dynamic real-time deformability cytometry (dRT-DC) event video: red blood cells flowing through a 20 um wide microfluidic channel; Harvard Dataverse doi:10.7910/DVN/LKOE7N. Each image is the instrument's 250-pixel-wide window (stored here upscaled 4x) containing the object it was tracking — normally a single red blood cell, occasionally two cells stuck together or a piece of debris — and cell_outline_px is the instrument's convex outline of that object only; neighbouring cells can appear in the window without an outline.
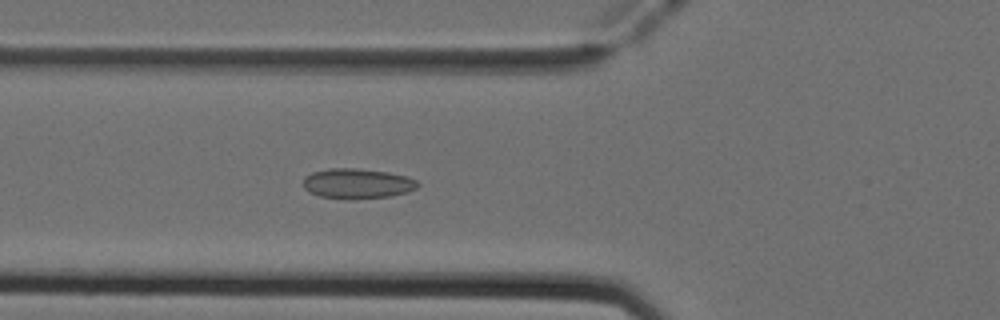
{"species": "Egyptian fruit bat (a non-hibernating species)", "species_latin": "Rousettus aegyptiacus", "temperature_condition": "cold", "stored_images_in_passage": 51, "camera_frame_rate_fps": 3000, "um_per_image_px": 0.085, "animal": {"sex": "female"}, "frame": {"image": 1, "passage_image": 19, "time_ms": 6.0, "image_size_px": [1000, 320], "cell_outline_px": [[420, 184], [416, 188], [408, 192], [392, 196], [348, 200], [344, 200], [320, 196], [308, 192], [304, 188], [304, 176], [312, 172], [328, 168], [356, 168], [388, 172], [408, 176], [416, 180]], "centroid_in_image_um": [30.37, 15.61], "position_along_channel_um": 95.4, "area_um2": 20.46}}
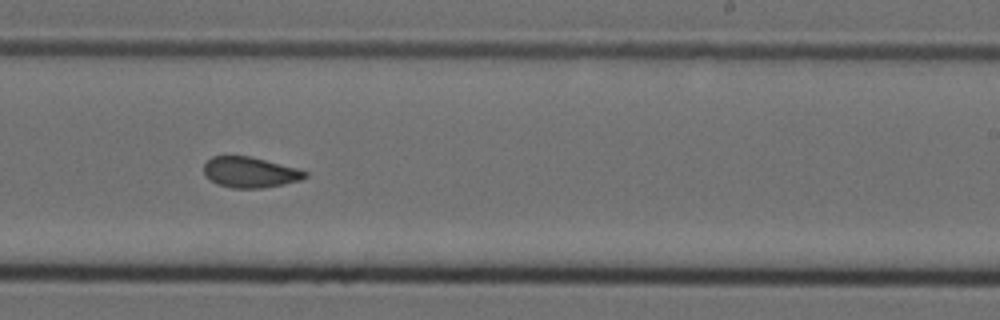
{"frame": {"image": 2, "passage_image": 32, "time_ms": 10.333, "image_size_px": [1000, 320], "cell_outline_px": [[308, 176], [300, 180], [284, 184], [260, 188], [232, 188], [216, 184], [204, 176], [204, 164], [212, 156], [252, 156], [300, 168], [308, 172]], "centroid_in_image_um": [21.27, 14.64], "position_along_channel_um": 267.7, "area_um2": 18.38}}
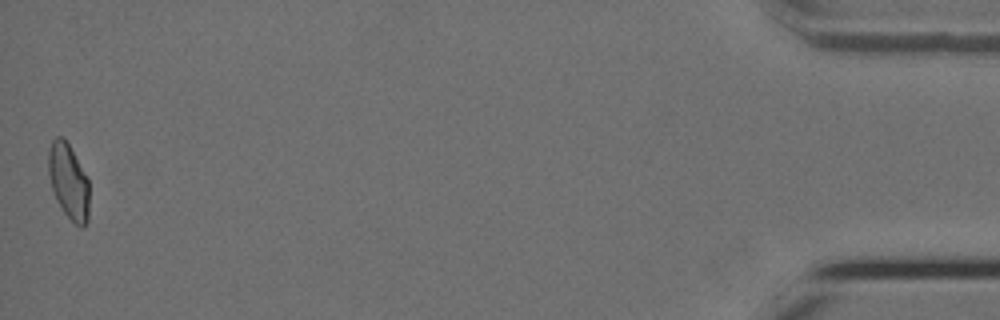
{"frame": {"image": 3, "passage_image": 51, "time_ms": 16.667, "image_size_px": [1000, 320], "cell_outline_px": [[88, 220], [84, 228], [80, 228], [64, 212], [52, 188], [48, 172], [48, 152], [52, 140], [56, 136], [64, 136], [88, 180]], "centroid_in_image_um": [5.82, 15.4], "position_along_channel_um": 429.4, "area_um2": 17.57}, "authors_computed_cell_mechanics": {"area_um2": 18.8428, "velocity_mm_per_s": 3.9802, "shape_relaxation_time_tau1_ms": null, "shape_relaxation_time_tau2_ms": 1.8424, "deformation_change_tau1": null, "deformation_change_tau2": 0.0597}}